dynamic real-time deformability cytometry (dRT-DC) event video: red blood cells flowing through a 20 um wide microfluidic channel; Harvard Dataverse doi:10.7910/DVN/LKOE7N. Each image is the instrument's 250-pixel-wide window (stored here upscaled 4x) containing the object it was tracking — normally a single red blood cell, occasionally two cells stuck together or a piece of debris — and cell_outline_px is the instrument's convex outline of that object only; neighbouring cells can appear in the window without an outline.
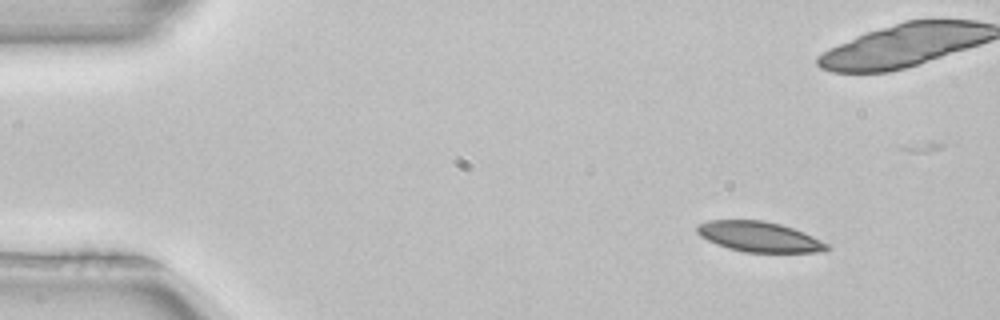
{"species": "common noctule bat (a hibernating species)", "species_latin": "Nyctalus noctula", "temperature_condition": "room temperature", "stored_images_in_passage": 40, "camera_frame_rate_fps": 3000, "um_per_image_px": 0.085, "animal": {"sex": "female", "body_mass_g": 22.7, "forearm_length_mm": 54.2}, "frame": {"image": 1, "passage_image": 1, "time_ms": 0.0, "image_size_px": [1000, 320], "cell_outline_px": [[828, 248], [824, 252], [744, 252], [728, 248], [716, 244], [700, 236], [696, 232], [696, 228], [700, 224], [708, 220], [764, 220], [780, 224], [804, 232], [828, 244]], "centroid_in_image_um": [64.51, 20.12], "position_along_channel_um": 20.5, "area_um2": 22.77}, "authors_computed_cell_mechanics": {"area_um2": 24.2471, "velocity_mm_per_s": 3.9451, "shape_relaxation_time_tau1_ms": 6.5416, "shape_relaxation_time_tau2_ms": 5.977, "deformation_change_tau1": 0.131, "deformation_change_tau2": 0.1151}}